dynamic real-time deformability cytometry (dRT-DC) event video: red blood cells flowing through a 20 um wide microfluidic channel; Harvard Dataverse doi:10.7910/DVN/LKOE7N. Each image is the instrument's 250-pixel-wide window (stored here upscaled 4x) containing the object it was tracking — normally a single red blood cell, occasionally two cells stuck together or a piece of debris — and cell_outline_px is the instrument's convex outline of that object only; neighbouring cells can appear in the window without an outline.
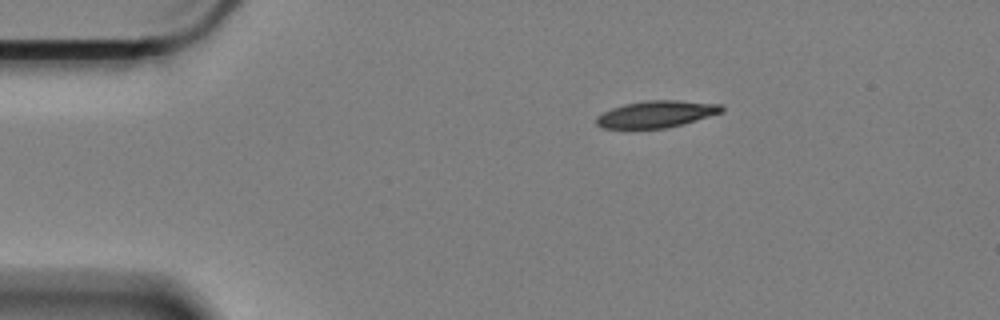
{"species": "Egyptian fruit bat (a non-hibernating species)", "species_latin": "Rousettus aegyptiacus", "temperature_condition": "cold", "stored_images_in_passage": 50, "camera_frame_rate_fps": 3000, "um_per_image_px": 0.085, "animal": {"sex": "female"}, "frame": {"image": 1, "passage_image": 1, "time_ms": 0.0, "image_size_px": [1000, 320], "cell_outline_px": [[724, 112], [684, 124], [664, 128], [600, 128], [596, 124], [596, 116], [612, 108], [624, 104], [648, 100], [676, 100], [724, 104]], "centroid_in_image_um": [55.83, 9.69], "position_along_channel_um": 29.2, "area_um2": 19.71}}
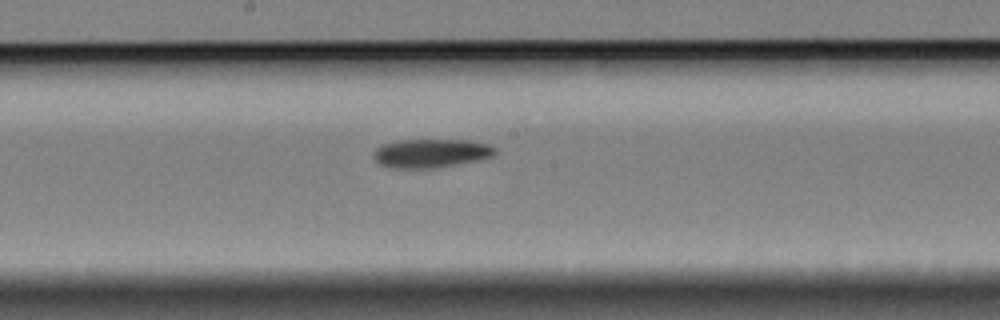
{"frame": {"image": 2, "passage_image": 22, "time_ms": 7.0, "image_size_px": [1000, 320], "cell_outline_px": [[496, 152], [492, 156], [480, 160], [436, 168], [392, 168], [380, 164], [372, 156], [372, 152], [380, 144], [396, 140], [468, 140], [488, 144], [496, 148]], "centroid_in_image_um": [36.6, 13.02], "position_along_channel_um": 211.6, "area_um2": 20.58}}
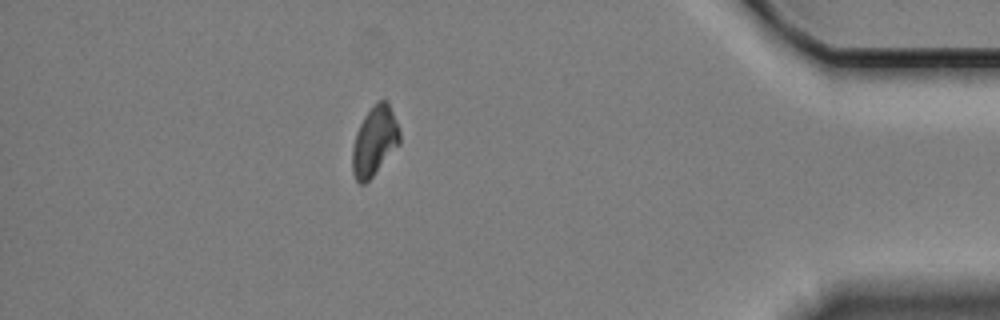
{"frame": {"image": 3, "passage_image": 43, "time_ms": 14.0, "image_size_px": [1000, 320], "cell_outline_px": [[400, 144], [372, 176], [364, 184], [360, 184], [356, 180], [352, 172], [352, 148], [356, 132], [364, 116], [380, 100], [384, 100], [388, 104], [396, 120], [400, 132]], "centroid_in_image_um": [31.82, 12.03], "position_along_channel_um": 403.4, "area_um2": 18.79}, "authors_computed_cell_mechanics": {"area_um2": 20.0855, "velocity_mm_per_s": 3.347, "shape_relaxation_time_tau1_ms": 4.6488, "shape_relaxation_time_tau2_ms": 6.1571, "deformation_change_tau1": 0.1311, "deformation_change_tau2": 0.0962}}